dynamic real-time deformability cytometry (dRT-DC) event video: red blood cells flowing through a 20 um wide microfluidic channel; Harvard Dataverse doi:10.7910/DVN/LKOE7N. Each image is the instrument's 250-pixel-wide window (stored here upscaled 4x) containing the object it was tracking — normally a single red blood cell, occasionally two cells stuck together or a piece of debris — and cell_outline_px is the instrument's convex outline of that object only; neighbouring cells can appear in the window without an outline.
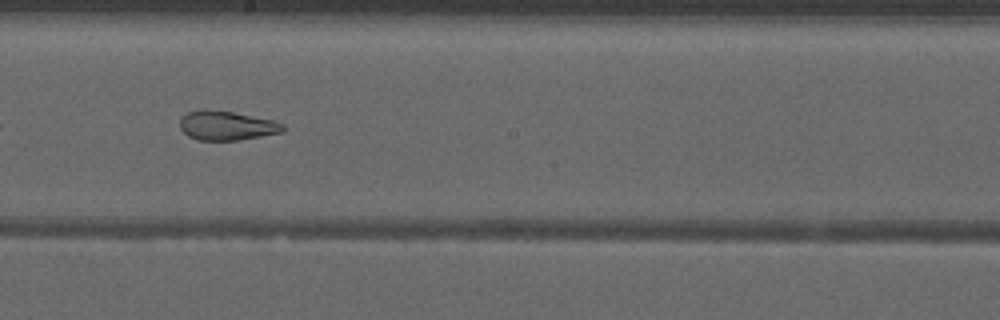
{"species": "common noctule bat (a hibernating species)", "species_latin": "Nyctalus noctula", "temperature_condition": "warm", "stored_images_in_passage": 52, "camera_frame_rate_fps": 3000, "um_per_image_px": 0.085, "animal": {"sex": "male", "forearm_length_mm": 52.5}, "frame": {"image": 1, "passage_image": 30, "time_ms": 9.667, "image_size_px": [1000, 320], "cell_outline_px": [[288, 128], [284, 132], [240, 140], [196, 140], [188, 136], [180, 128], [180, 120], [188, 112], [200, 108], [204, 108], [232, 112], [272, 120], [284, 124]], "centroid_in_image_um": [19.28, 10.67], "position_along_channel_um": 228.9, "area_um2": 17.74}, "authors_computed_cell_mechanics": {"area_um2": 23.6691, "velocity_mm_per_s": 4.0003, "shape_relaxation_time_tau1_ms": null, "shape_relaxation_time_tau2_ms": 1.4805, "deformation_change_tau1": null, "deformation_change_tau2": 0.0913}}